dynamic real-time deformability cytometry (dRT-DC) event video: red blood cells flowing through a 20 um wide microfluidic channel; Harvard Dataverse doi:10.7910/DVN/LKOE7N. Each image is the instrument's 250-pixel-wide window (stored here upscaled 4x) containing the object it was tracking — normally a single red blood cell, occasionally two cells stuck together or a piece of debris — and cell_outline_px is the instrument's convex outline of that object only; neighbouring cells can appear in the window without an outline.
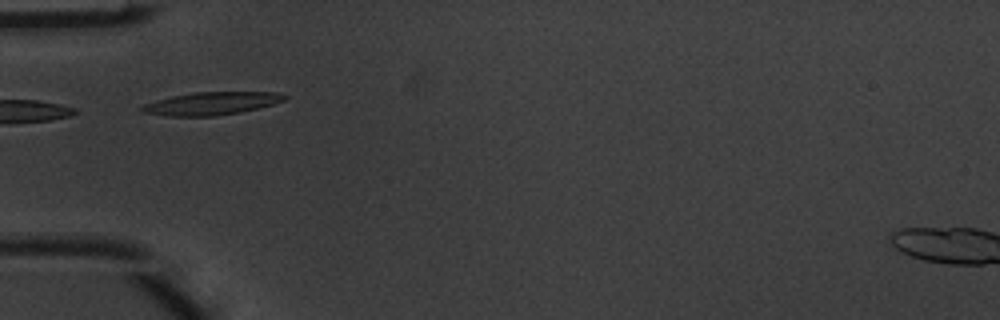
{"species": "common noctule bat (a hibernating species)", "species_latin": "Nyctalus noctula", "temperature_condition": "warm", "stored_images_in_passage": 1, "camera_frame_rate_fps": 3000, "um_per_image_px": 0.085, "animal": {"sex": "male", "body_mass_g": 20.1, "forearm_length_mm": 53.5}, "frame": {"image": 1, "passage_image": 1, "time_ms": 0.0, "image_size_px": [1000, 320], "cell_outline_px": [[288, 96], [284, 100], [272, 104], [240, 112], [212, 116], [164, 116], [140, 112], [140, 108], [144, 104], [156, 100], [172, 96], [192, 92], [276, 92]], "centroid_in_image_um": [17.9, 8.79], "position_along_channel_um": 67.1, "area_um2": 18.9}}